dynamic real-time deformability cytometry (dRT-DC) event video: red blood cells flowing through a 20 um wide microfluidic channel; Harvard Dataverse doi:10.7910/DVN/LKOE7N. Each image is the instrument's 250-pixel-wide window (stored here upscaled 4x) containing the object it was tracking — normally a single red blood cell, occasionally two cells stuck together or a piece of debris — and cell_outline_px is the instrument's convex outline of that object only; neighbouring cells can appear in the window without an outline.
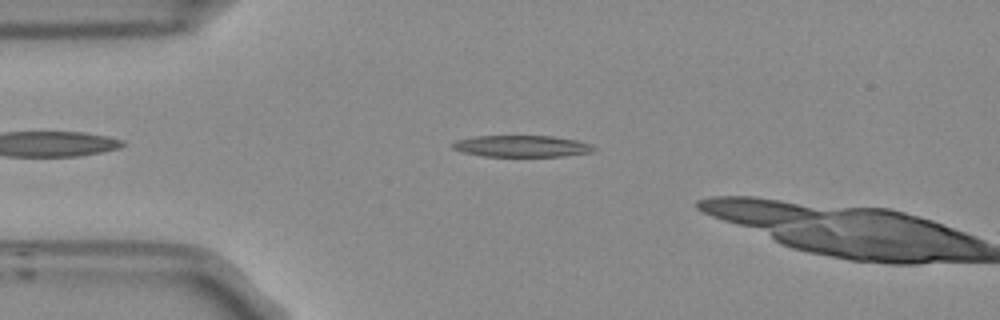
{"species": "Egyptian fruit bat (a non-hibernating species)", "species_latin": "Rousettus aegyptiacus", "temperature_condition": "room temperature", "stored_images_in_passage": 44, "camera_frame_rate_fps": 3000, "um_per_image_px": 0.085, "frame": {"image": 1, "passage_image": 10, "time_ms": 3.0, "image_size_px": [1000, 320], "cell_outline_px": [[596, 148], [592, 152], [564, 156], [484, 156], [464, 152], [452, 148], [452, 144], [456, 140], [476, 136], [552, 136], [580, 140], [592, 144]], "centroid_in_image_um": [44.41, 12.42], "position_along_channel_um": 40.6, "area_um2": 17.74}}
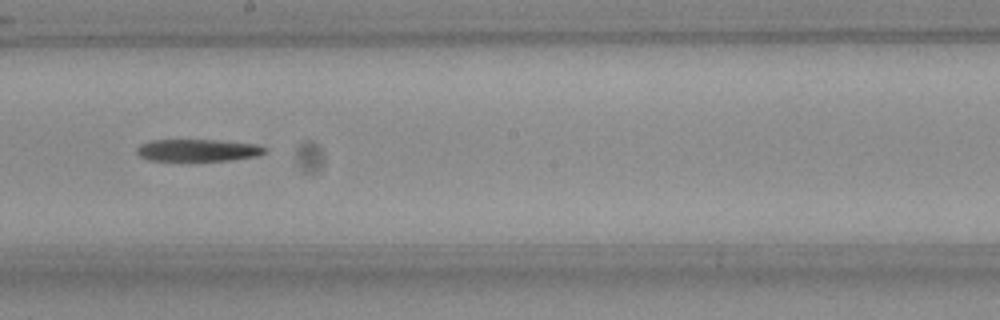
{"frame": {"image": 2, "passage_image": 27, "time_ms": 8.667, "image_size_px": [1000, 320], "cell_outline_px": [[268, 148], [264, 152], [256, 156], [232, 160], [148, 160], [140, 156], [136, 152], [136, 148], [140, 144], [152, 140], [216, 140], [256, 144]], "centroid_in_image_um": [16.8, 12.76], "position_along_channel_um": 231.4, "area_um2": 16.36}}
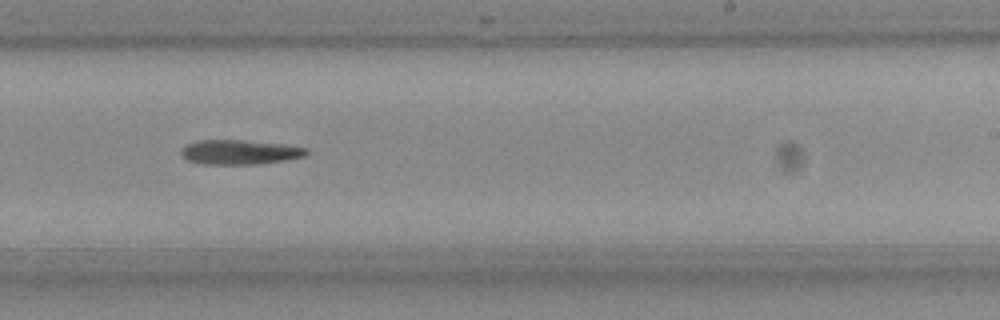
{"frame": {"image": 3, "passage_image": 30, "time_ms": 9.667, "image_size_px": [1000, 320], "cell_outline_px": [[308, 152], [304, 156], [284, 160], [252, 164], [204, 164], [188, 160], [180, 152], [188, 144], [200, 140], [244, 140], [284, 144], [308, 148]], "centroid_in_image_um": [20.4, 12.92], "position_along_channel_um": 268.6, "area_um2": 17.63}}